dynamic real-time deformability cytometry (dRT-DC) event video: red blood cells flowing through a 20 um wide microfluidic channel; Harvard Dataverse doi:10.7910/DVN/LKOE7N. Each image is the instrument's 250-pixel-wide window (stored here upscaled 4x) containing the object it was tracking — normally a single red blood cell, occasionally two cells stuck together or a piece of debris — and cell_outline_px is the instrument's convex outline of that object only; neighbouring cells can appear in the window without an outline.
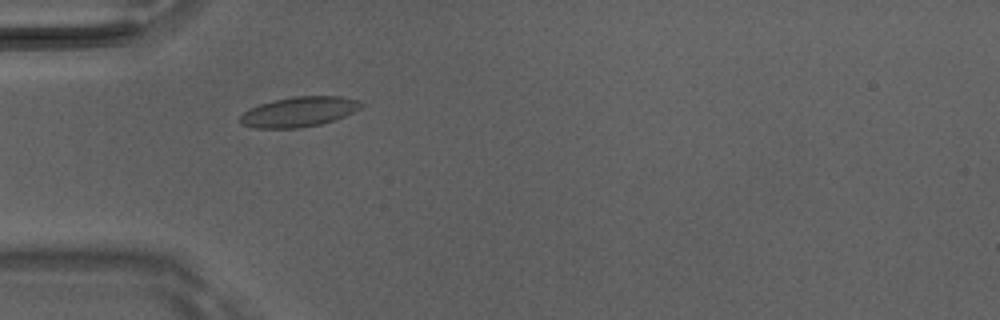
{"species": "Egyptian fruit bat (a non-hibernating species)", "species_latin": "Rousettus aegyptiacus", "temperature_condition": "room temperature", "stored_images_in_passage": 2, "camera_frame_rate_fps": 3000, "um_per_image_px": 0.085, "animal": {"sex": "male"}, "frame": {"image": 1, "passage_image": 1, "time_ms": 0.0, "image_size_px": [1000, 320], "cell_outline_px": [[364, 104], [360, 108], [344, 116], [320, 124], [300, 128], [252, 128], [240, 124], [240, 116], [244, 112], [260, 104], [272, 100], [296, 96], [340, 96], [360, 100]], "centroid_in_image_um": [25.4, 9.5], "position_along_channel_um": 59.6, "area_um2": 21.1}}